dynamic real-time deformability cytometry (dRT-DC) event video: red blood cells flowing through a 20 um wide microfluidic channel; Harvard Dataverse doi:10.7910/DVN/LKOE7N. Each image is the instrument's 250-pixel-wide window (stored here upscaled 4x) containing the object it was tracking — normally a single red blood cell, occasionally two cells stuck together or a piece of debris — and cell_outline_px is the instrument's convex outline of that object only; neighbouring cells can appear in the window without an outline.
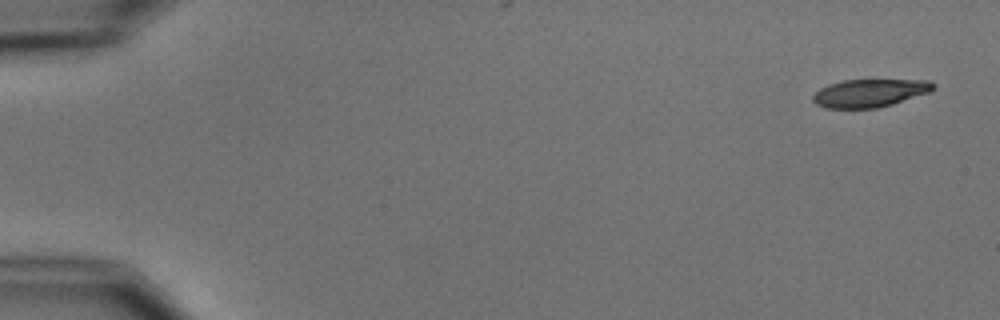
{"species": "common noctule bat (a hibernating species)", "species_latin": "Nyctalus noctula", "temperature_condition": "cold", "stored_images_in_passage": 2, "camera_frame_rate_fps": 3000, "um_per_image_px": 0.085, "animal": {"sex": "male", "body_mass_g": 15.6}, "frame": {"image": 1, "passage_image": 1, "time_ms": 0.0, "image_size_px": [1000, 320], "cell_outline_px": [[936, 88], [928, 92], [892, 104], [876, 108], [828, 108], [816, 104], [812, 100], [812, 96], [820, 88], [828, 84], [844, 80], [928, 80]], "centroid_in_image_um": [73.88, 7.91], "position_along_channel_um": 11.1, "area_um2": 19.36}}